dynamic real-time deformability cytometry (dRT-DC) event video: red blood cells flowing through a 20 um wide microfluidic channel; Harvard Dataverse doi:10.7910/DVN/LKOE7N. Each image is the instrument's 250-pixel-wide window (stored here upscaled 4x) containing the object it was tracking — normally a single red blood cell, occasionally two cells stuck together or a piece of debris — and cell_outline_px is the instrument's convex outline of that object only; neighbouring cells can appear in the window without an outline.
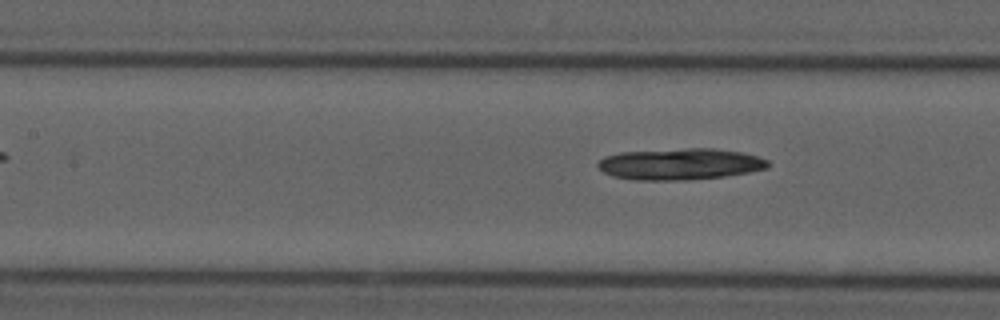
{"species": "common noctule bat (a hibernating species)", "species_latin": "Nyctalus noctula", "temperature_condition": "cold", "stored_images_in_passage": 8, "camera_frame_rate_fps": 3000, "um_per_image_px": 0.085, "animal": {"sex": "male", "forearm_length_mm": 52.5}, "frame": {"image": 1, "passage_image": 8, "time_ms": 9.0, "image_size_px": [1000, 320], "cell_outline_px": [[772, 164], [768, 168], [748, 172], [724, 176], [684, 180], [636, 180], [612, 176], [604, 172], [596, 164], [604, 156], [620, 152], [688, 148], [712, 148], [740, 152], [756, 156], [768, 160]], "centroid_in_image_um": [57.8, 13.94], "position_along_channel_um": 149.6, "area_um2": 31.1}}